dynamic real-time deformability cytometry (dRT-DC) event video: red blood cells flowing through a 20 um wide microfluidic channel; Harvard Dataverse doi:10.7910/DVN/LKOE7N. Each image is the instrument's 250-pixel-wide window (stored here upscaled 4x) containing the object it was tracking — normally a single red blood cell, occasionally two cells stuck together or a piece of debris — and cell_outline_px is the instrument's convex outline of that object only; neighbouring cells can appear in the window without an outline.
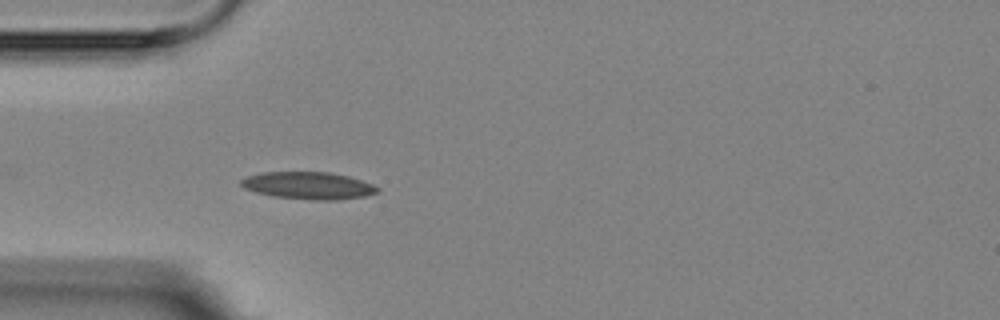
{"species": "Egyptian fruit bat (a non-hibernating species)", "species_latin": "Rousettus aegyptiacus", "temperature_condition": "room temperature", "stored_images_in_passage": 1, "camera_frame_rate_fps": 3000, "um_per_image_px": 0.085, "animal": {"sex": "female"}, "frame": {"image": 1, "passage_image": 1, "time_ms": 0.0, "image_size_px": [1000, 320], "cell_outline_px": [[380, 188], [376, 192], [364, 196], [336, 200], [316, 200], [272, 196], [256, 192], [244, 188], [240, 184], [240, 180], [248, 176], [260, 172], [328, 172], [348, 176], [372, 184]], "centroid_in_image_um": [26.18, 15.77], "position_along_channel_um": 58.8, "area_um2": 21.5}}